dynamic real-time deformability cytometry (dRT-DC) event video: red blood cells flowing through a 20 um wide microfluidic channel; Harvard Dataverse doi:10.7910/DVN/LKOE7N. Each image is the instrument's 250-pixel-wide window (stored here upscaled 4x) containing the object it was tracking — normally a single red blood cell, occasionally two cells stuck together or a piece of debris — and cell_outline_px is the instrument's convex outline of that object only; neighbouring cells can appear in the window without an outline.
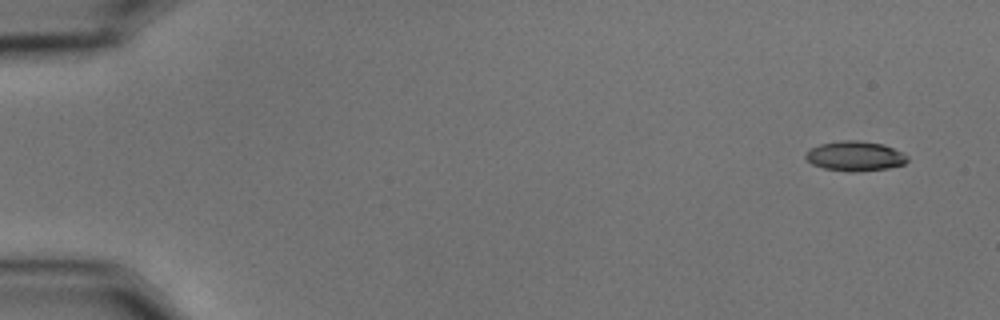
{"species": "common noctule bat (a hibernating species)", "species_latin": "Nyctalus noctula", "temperature_condition": "cold", "stored_images_in_passage": 55, "camera_frame_rate_fps": 3000, "um_per_image_px": 0.085, "animal": {"sex": "male", "body_mass_g": 15.6}, "frame": {"image": 1, "passage_image": 1, "time_ms": 0.0, "image_size_px": [1000, 320], "cell_outline_px": [[908, 160], [904, 164], [888, 168], [856, 172], [848, 172], [824, 168], [812, 164], [804, 156], [808, 148], [820, 144], [840, 140], [856, 140], [884, 144], [908, 156]], "centroid_in_image_um": [72.65, 13.26], "position_along_channel_um": 12.4, "area_um2": 17.74}}
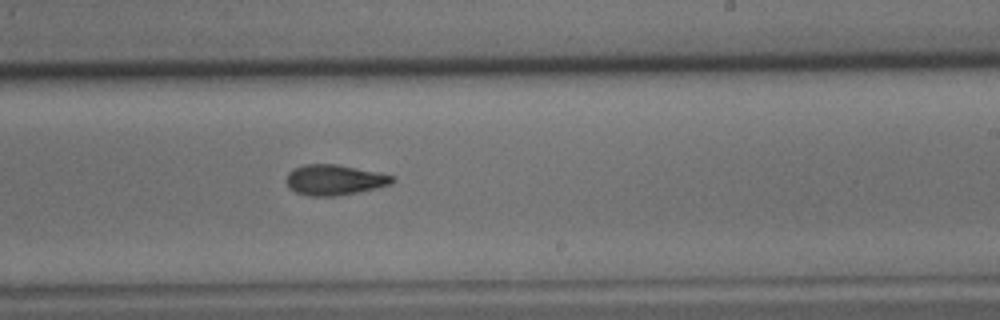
{"frame": {"image": 2, "passage_image": 33, "time_ms": 10.667, "image_size_px": [1000, 320], "cell_outline_px": [[396, 180], [392, 184], [360, 192], [336, 196], [308, 196], [296, 192], [288, 188], [288, 172], [304, 164], [336, 164], [380, 172], [396, 176]], "centroid_in_image_um": [28.49, 15.29], "position_along_channel_um": 260.5, "area_um2": 18.96}}
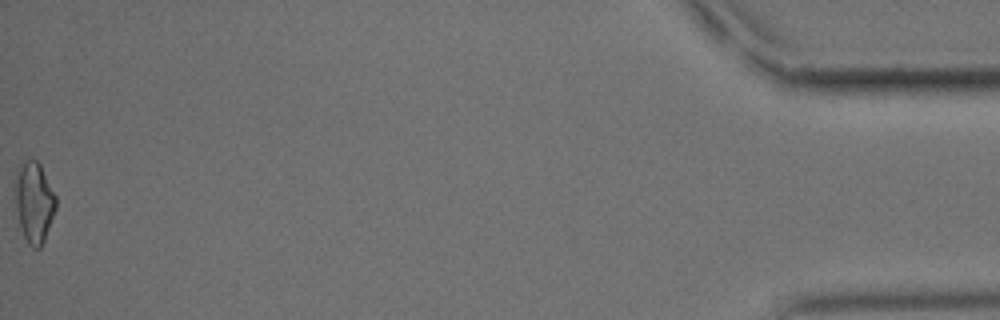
{"frame": {"image": 3, "passage_image": 55, "time_ms": 18.0, "image_size_px": [1000, 320], "cell_outline_px": [[56, 208], [44, 240], [40, 248], [32, 248], [28, 244], [24, 236], [20, 224], [16, 208], [16, 168], [24, 160], [36, 160], [40, 164], [56, 196]], "centroid_in_image_um": [2.9, 17.17], "position_along_channel_um": 432.3, "area_um2": 18.9}, "authors_computed_cell_mechanics": {"area_um2": 18.496, "velocity_mm_per_s": 3.5672, "shape_relaxation_time_tau1_ms": 6.3392, "shape_relaxation_time_tau2_ms": 4.3907, "deformation_change_tau1": 0.187, "deformation_change_tau2": 0.1208}}